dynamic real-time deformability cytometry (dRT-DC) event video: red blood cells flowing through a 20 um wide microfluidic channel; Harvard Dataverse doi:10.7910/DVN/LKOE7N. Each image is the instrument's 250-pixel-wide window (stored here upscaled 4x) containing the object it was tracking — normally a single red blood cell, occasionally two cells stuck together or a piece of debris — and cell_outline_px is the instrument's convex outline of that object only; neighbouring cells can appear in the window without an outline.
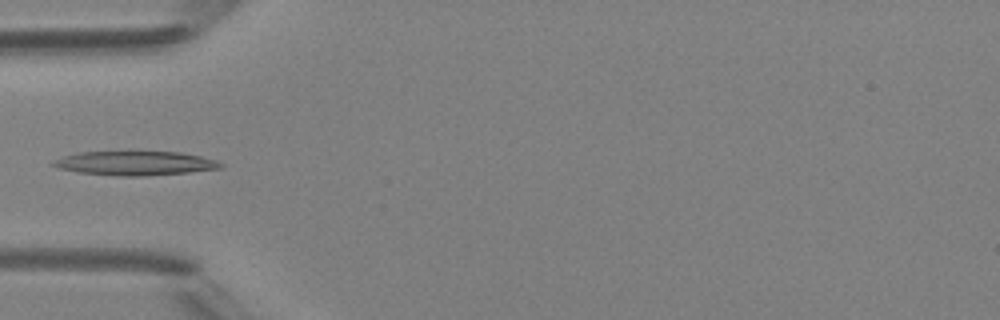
{"species": "Egyptian fruit bat (a non-hibernating species)", "species_latin": "Rousettus aegyptiacus", "temperature_condition": "room temperature", "stored_images_in_passage": 4, "camera_frame_rate_fps": 3000, "um_per_image_px": 0.085, "animal": {"sex": "female"}, "frame": {"image": 1, "passage_image": 4, "time_ms": 4.0, "image_size_px": [1000, 320], "cell_outline_px": [[224, 168], [188, 172], [140, 176], [120, 176], [80, 172], [60, 168], [52, 164], [52, 160], [64, 156], [80, 152], [180, 152], [200, 156], [216, 160], [224, 164]], "centroid_in_image_um": [11.53, 13.87], "position_along_channel_um": 73.5, "area_um2": 23.24}}